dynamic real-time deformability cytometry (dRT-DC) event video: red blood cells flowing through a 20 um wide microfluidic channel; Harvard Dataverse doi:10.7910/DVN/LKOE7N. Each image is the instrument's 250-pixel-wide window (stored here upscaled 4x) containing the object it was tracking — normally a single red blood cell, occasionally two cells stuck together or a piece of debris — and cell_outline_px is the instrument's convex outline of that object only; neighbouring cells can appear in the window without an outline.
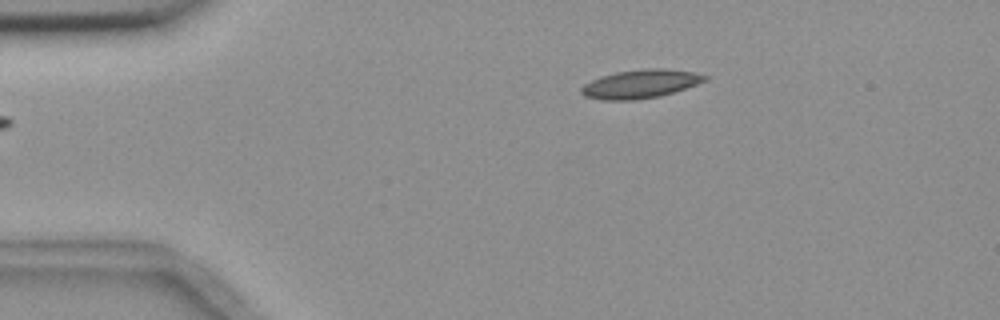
{"species": "common noctule bat (a hibernating species)", "species_latin": "Nyctalus noctula", "temperature_condition": "room temperature", "stored_images_in_passage": 5, "camera_frame_rate_fps": 3000, "um_per_image_px": 0.085, "animal": {"sex": "female", "body_mass_g": 18.4}, "frame": {"image": 1, "passage_image": 5, "time_ms": 5.0, "image_size_px": [1000, 320], "cell_outline_px": [[708, 80], [660, 96], [632, 100], [600, 100], [584, 96], [580, 92], [580, 88], [584, 84], [600, 76], [616, 72], [644, 68], [664, 68], [696, 72], [708, 76]], "centroid_in_image_um": [54.42, 7.12], "position_along_channel_um": 30.6, "area_um2": 20.63}}